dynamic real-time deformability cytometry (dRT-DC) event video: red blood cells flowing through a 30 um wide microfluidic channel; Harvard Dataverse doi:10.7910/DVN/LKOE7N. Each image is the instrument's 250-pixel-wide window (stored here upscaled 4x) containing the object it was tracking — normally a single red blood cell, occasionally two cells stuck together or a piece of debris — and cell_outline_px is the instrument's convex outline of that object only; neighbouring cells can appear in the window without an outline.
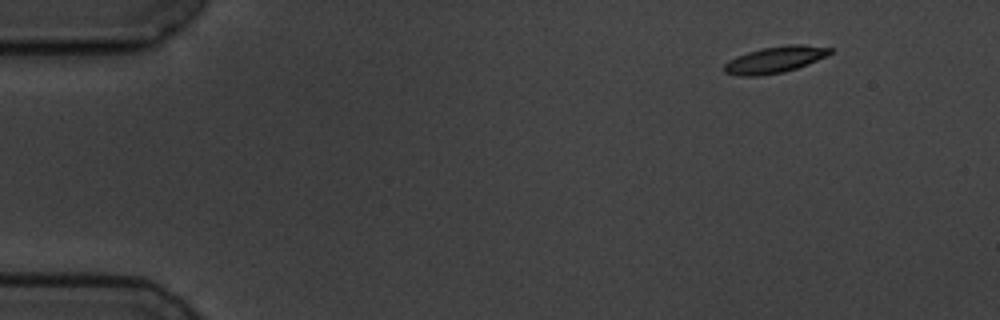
{"species": "common noctule bat (a hibernating species)", "species_latin": "Nyctalus noctula", "temperature_condition": "cold", "stored_images_in_passage": 5, "camera_frame_rate_fps": 3000, "um_per_image_px": 0.085, "animal": {"sex": "male", "body_mass_g": 19.5, "forearm_length_mm": 54.6}, "frame": {"image": 1, "passage_image": 1, "time_ms": 0.0, "image_size_px": [1000, 320], "cell_outline_px": [[832, 52], [808, 64], [784, 72], [760, 76], [740, 76], [724, 72], [724, 64], [728, 60], [736, 56], [748, 52], [764, 48], [788, 44], [800, 44], [832, 48]], "centroid_in_image_um": [65.83, 5.08], "position_along_channel_um": 19.2, "area_um2": 16.18}}
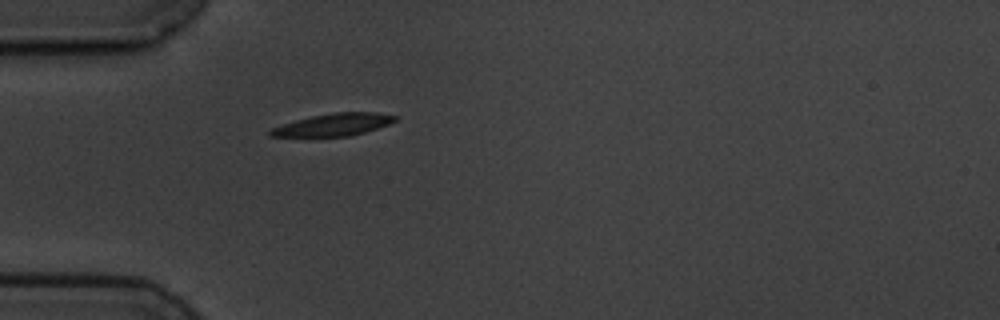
{"frame": {"image": 2, "passage_image": 4, "time_ms": 3.667, "image_size_px": [1000, 320], "cell_outline_px": [[396, 120], [388, 124], [364, 132], [348, 136], [268, 136], [268, 132], [272, 128], [296, 120], [312, 116], [336, 112], [376, 112], [396, 116]], "centroid_in_image_um": [28.35, 10.59], "position_along_channel_um": 56.7, "area_um2": 15.84}}